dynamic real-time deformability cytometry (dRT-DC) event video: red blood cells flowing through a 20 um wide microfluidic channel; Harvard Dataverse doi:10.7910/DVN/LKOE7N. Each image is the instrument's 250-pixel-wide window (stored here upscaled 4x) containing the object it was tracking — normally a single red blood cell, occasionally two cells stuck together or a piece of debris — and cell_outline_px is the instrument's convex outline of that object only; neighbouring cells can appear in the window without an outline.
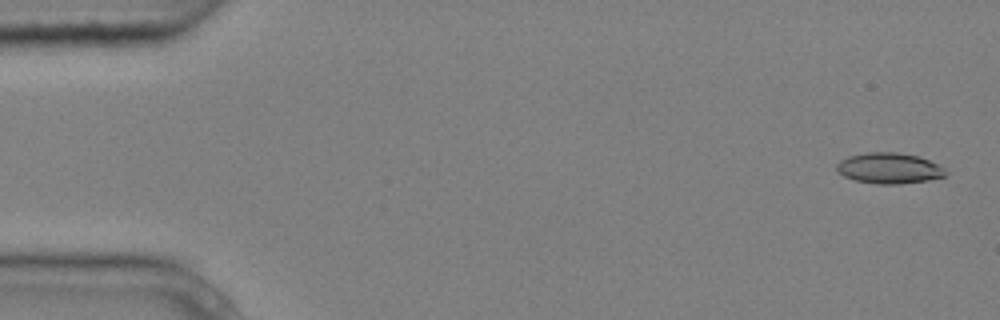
{"species": "common noctule bat (a hibernating species)", "species_latin": "Nyctalus noctula", "temperature_condition": "cold", "stored_images_in_passage": 6, "camera_frame_rate_fps": 3000, "um_per_image_px": 0.085, "animal": {"sex": "male", "body_mass_g": 20.4}, "frame": {"image": 1, "passage_image": 1, "time_ms": 0.0, "image_size_px": [1000, 320], "cell_outline_px": [[948, 172], [944, 176], [928, 180], [900, 184], [876, 184], [856, 180], [844, 176], [836, 168], [836, 164], [840, 160], [848, 156], [864, 152], [896, 152], [916, 156], [940, 164]], "centroid_in_image_um": [75.58, 14.29], "position_along_channel_um": 9.4, "area_um2": 19.54}}
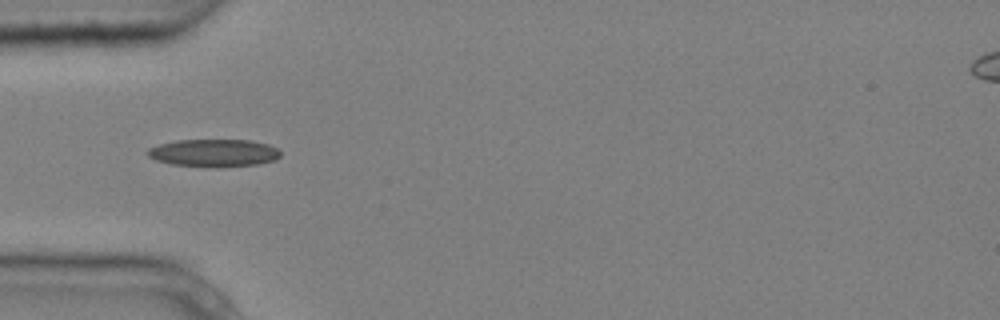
{"frame": {"image": 2, "passage_image": 4, "time_ms": 1.0, "image_size_px": [1000, 320], "cell_outline_px": [[280, 156], [276, 160], [256, 164], [216, 168], [172, 164], [156, 160], [148, 156], [144, 152], [148, 148], [160, 144], [176, 140], [252, 140], [268, 144], [276, 148], [280, 152]], "centroid_in_image_um": [18.16, 13.0], "position_along_channel_um": 66.8, "area_um2": 21.56}}
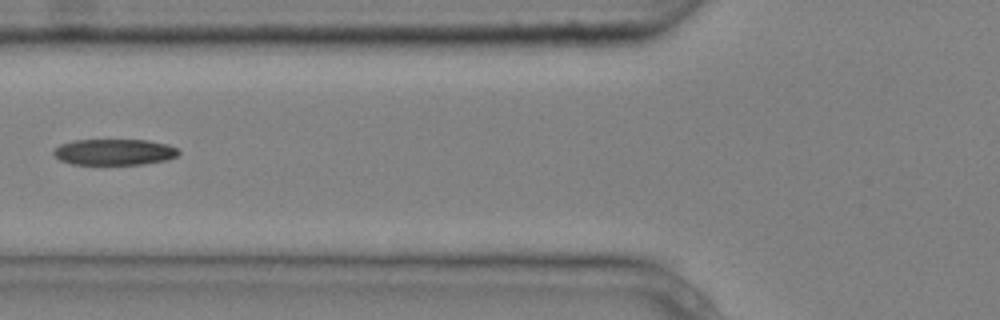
{"frame": {"image": 3, "passage_image": 5, "time_ms": 1.333, "image_size_px": [1000, 320], "cell_outline_px": [[180, 152], [176, 156], [168, 160], [144, 164], [72, 164], [60, 160], [52, 152], [60, 144], [72, 140], [148, 140], [168, 144], [180, 148]], "centroid_in_image_um": [9.76, 12.92], "position_along_channel_um": 116.0, "area_um2": 19.13}}